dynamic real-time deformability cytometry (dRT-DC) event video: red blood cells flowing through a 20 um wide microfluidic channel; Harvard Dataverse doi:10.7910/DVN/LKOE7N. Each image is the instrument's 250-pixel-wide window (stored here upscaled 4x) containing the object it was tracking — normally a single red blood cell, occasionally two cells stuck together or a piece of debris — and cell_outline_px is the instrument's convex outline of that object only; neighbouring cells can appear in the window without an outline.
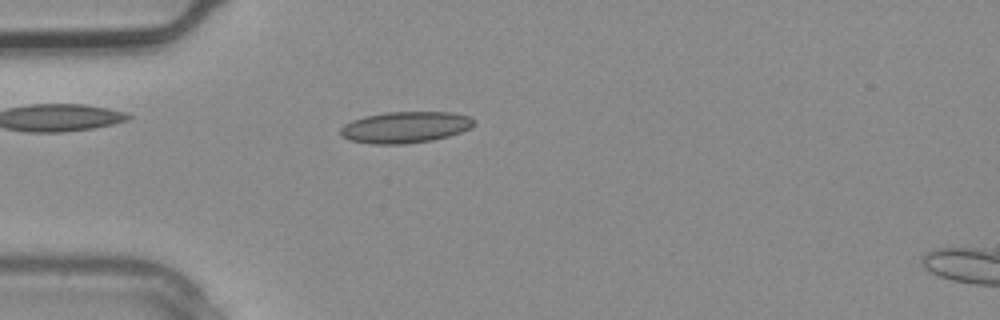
{"species": "common noctule bat (a hibernating species)", "species_latin": "Nyctalus noctula", "temperature_condition": "warm", "stored_images_in_passage": 2, "camera_frame_rate_fps": 3000, "um_per_image_px": 0.085, "animal": {"sex": "male", "body_mass_g": 20.4}, "frame": {"image": 1, "passage_image": 1, "time_ms": 0.0, "image_size_px": [1000, 320], "cell_outline_px": [[476, 124], [472, 128], [448, 136], [432, 140], [400, 144], [372, 144], [348, 140], [340, 136], [340, 128], [344, 124], [352, 120], [364, 116], [384, 112], [452, 112], [468, 116], [476, 120]], "centroid_in_image_um": [34.44, 10.81], "position_along_channel_um": 50.6, "area_um2": 24.62}}